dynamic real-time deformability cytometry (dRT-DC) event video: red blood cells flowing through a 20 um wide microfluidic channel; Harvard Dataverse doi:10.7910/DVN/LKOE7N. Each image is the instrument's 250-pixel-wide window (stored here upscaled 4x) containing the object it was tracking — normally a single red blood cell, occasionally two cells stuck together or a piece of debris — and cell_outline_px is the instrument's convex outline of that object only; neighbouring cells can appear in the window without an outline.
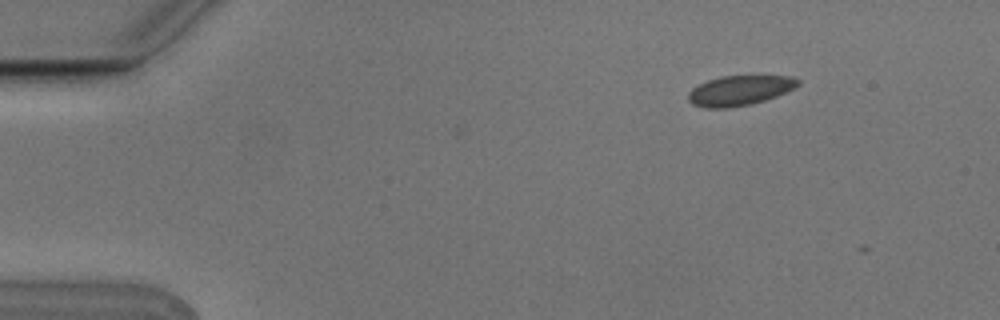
{"species": "Egyptian fruit bat (a non-hibernating species)", "species_latin": "Rousettus aegyptiacus", "temperature_condition": "cold", "stored_images_in_passage": 2, "camera_frame_rate_fps": 3000, "um_per_image_px": 0.085, "animal": {"sex": "male"}, "frame": {"image": 1, "passage_image": 1, "time_ms": 0.0, "image_size_px": [1000, 320], "cell_outline_px": [[800, 84], [776, 96], [752, 104], [728, 108], [704, 108], [692, 104], [688, 100], [688, 92], [692, 88], [708, 80], [720, 76], [792, 76], [800, 80]], "centroid_in_image_um": [62.83, 7.69], "position_along_channel_um": 22.2, "area_um2": 19.07}}